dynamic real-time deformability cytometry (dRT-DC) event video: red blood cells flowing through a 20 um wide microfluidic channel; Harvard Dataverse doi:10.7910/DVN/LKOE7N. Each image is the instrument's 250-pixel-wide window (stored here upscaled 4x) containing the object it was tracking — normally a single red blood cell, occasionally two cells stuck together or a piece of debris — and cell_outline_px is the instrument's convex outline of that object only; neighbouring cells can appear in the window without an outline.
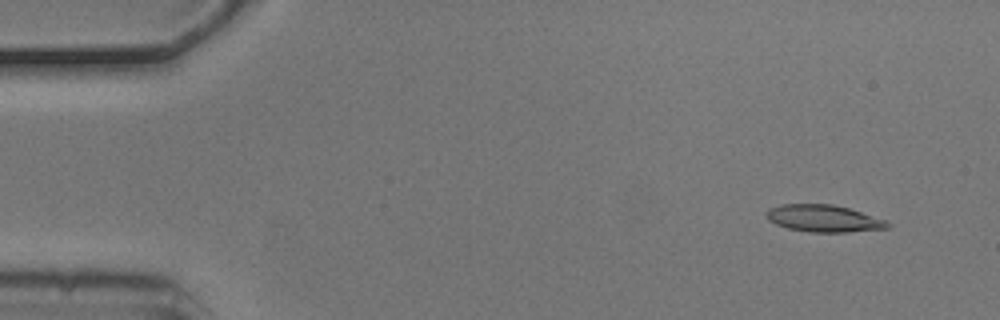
{"species": "common noctule bat (a hibernating species)", "species_latin": "Nyctalus noctula", "temperature_condition": "cold", "stored_images_in_passage": 4, "camera_frame_rate_fps": 3000, "um_per_image_px": 0.085, "animal": {"sex": "male", "body_mass_g": 20.5, "forearm_length_mm": 52.5}, "frame": {"image": 1, "passage_image": 1, "time_ms": 0.0, "image_size_px": [1000, 320], "cell_outline_px": [[892, 224], [888, 228], [848, 232], [808, 232], [788, 228], [776, 224], [768, 220], [764, 212], [768, 208], [780, 204], [832, 204], [848, 208], [888, 220]], "centroid_in_image_um": [70.01, 18.56], "position_along_channel_um": 15.0, "area_um2": 19.31}}
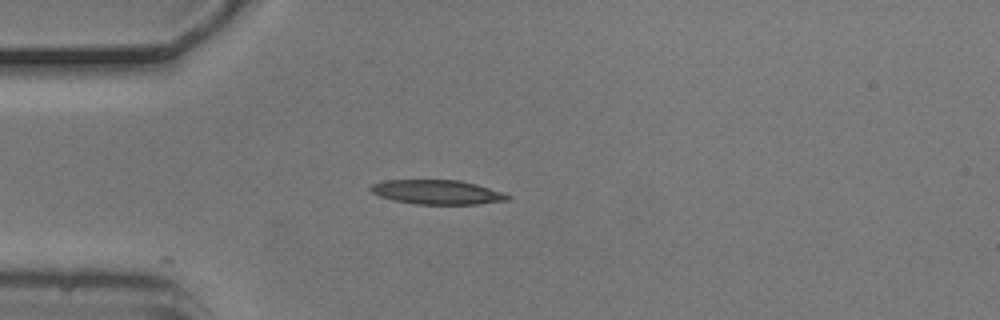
{"frame": {"image": 2, "passage_image": 4, "time_ms": 1.0, "image_size_px": [1000, 320], "cell_outline_px": [[512, 196], [508, 200], [476, 204], [416, 204], [392, 200], [380, 196], [372, 192], [368, 188], [372, 184], [384, 180], [460, 180], [476, 184], [504, 192]], "centroid_in_image_um": [37.16, 16.33], "position_along_channel_um": 47.8, "area_um2": 19.48}}